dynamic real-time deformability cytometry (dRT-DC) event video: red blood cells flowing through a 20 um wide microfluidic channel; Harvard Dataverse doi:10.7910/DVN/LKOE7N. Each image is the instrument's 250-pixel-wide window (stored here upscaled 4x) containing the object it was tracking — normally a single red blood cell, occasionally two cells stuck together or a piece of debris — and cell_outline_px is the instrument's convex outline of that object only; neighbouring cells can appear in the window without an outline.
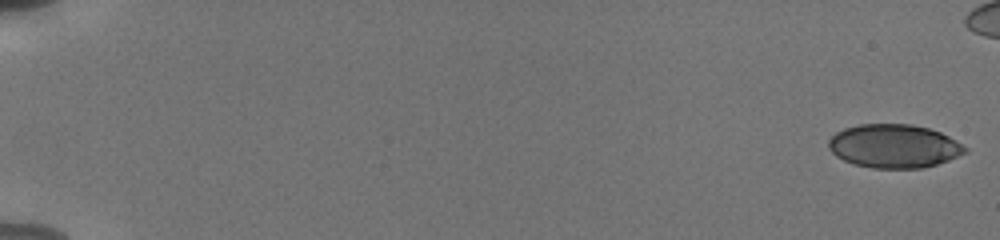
{"species": "human", "species_latin": "Homo sapiens", "temperature_condition": "cold", "stored_images_in_passage": 52, "camera_frame_rate_fps": 3000, "um_per_image_px": 0.085, "donor": {"sex": "male"}, "frame": {"image": 1, "passage_image": 1, "time_ms": 0.0, "image_size_px": [1000, 240], "cell_outline_px": [[968, 152], [948, 160], [924, 168], [872, 168], [856, 164], [844, 160], [836, 156], [828, 148], [828, 140], [836, 132], [844, 128], [860, 124], [912, 124], [928, 128], [940, 132], [948, 136], [968, 148]], "centroid_in_image_um": [75.99, 12.41], "position_along_channel_um": 9.0, "area_um2": 34.62}}
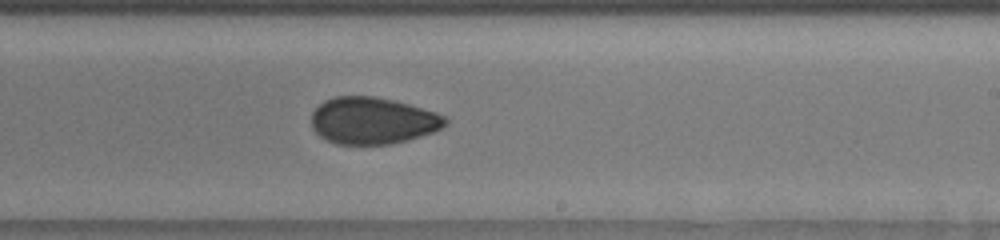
{"frame": {"image": 2, "passage_image": 36, "time_ms": 11.667, "image_size_px": [1000, 240], "cell_outline_px": [[448, 124], [432, 132], [408, 140], [392, 144], [336, 144], [320, 136], [312, 128], [312, 112], [324, 100], [336, 96], [376, 96], [408, 104], [436, 112], [448, 116]], "centroid_in_image_um": [31.69, 10.25], "position_along_channel_um": 257.3, "area_um2": 36.59}}
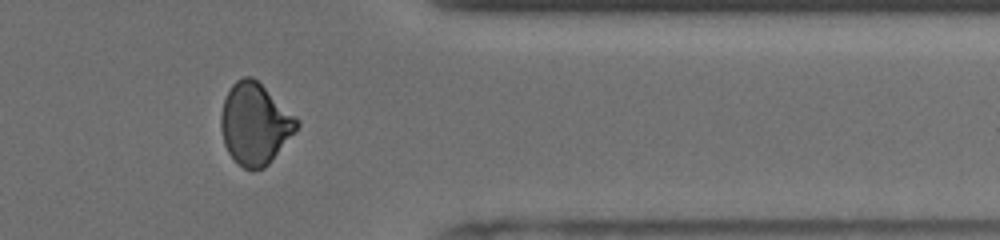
{"frame": {"image": 3, "passage_image": 47, "time_ms": 15.333, "image_size_px": [1000, 240], "cell_outline_px": [[300, 124], [268, 164], [264, 168], [252, 172], [244, 168], [228, 152], [224, 144], [220, 128], [220, 116], [224, 100], [232, 84], [236, 80], [244, 76], [252, 76], [296, 116], [300, 120]], "centroid_in_image_um": [21.65, 10.52], "position_along_channel_um": 389.8, "area_um2": 35.72}}